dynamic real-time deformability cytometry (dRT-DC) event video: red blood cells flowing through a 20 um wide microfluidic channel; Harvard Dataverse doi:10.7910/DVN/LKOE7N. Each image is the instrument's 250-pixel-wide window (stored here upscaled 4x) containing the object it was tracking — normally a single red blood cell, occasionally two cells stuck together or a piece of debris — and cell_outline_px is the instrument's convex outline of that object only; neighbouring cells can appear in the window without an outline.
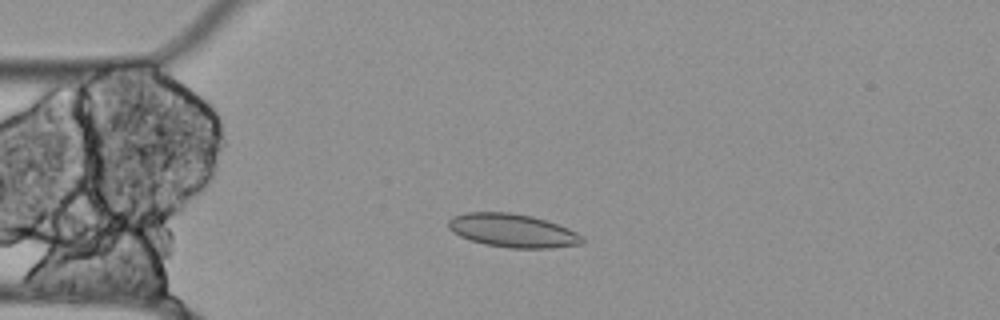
{"species": "Egyptian fruit bat (a non-hibernating species)", "species_latin": "Rousettus aegyptiacus", "temperature_condition": "cold", "stored_images_in_passage": 50, "camera_frame_rate_fps": 3000, "um_per_image_px": 0.085, "animal": {"sex": "female"}, "frame": {"image": 1, "passage_image": 13, "time_ms": 4.0, "image_size_px": [1000, 320], "cell_outline_px": [[584, 244], [552, 248], [508, 248], [484, 244], [460, 236], [452, 232], [448, 228], [448, 220], [452, 216], [464, 212], [508, 212], [532, 216], [568, 228], [584, 236]], "centroid_in_image_um": [43.57, 19.6], "position_along_channel_um": 41.4, "area_um2": 26.24}}
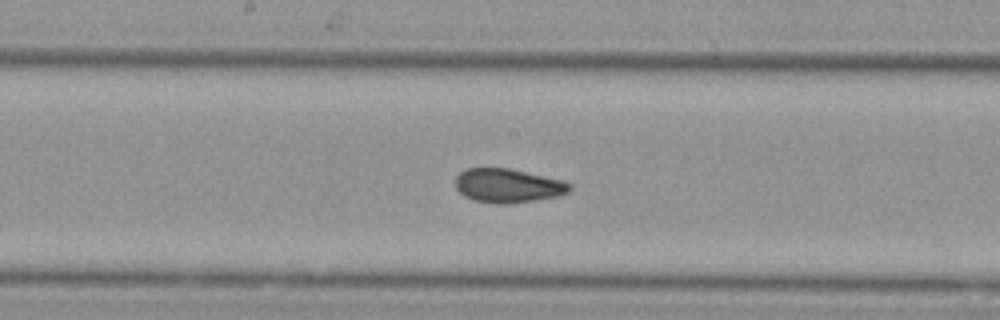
{"frame": {"image": 2, "passage_image": 28, "time_ms": 9.0, "image_size_px": [1000, 320], "cell_outline_px": [[572, 188], [568, 192], [556, 196], [532, 200], [504, 204], [496, 204], [472, 200], [464, 196], [456, 188], [456, 176], [460, 172], [468, 168], [508, 168], [564, 180], [572, 184]], "centroid_in_image_um": [43.16, 15.77], "position_along_channel_um": 205.0, "area_um2": 22.54}}
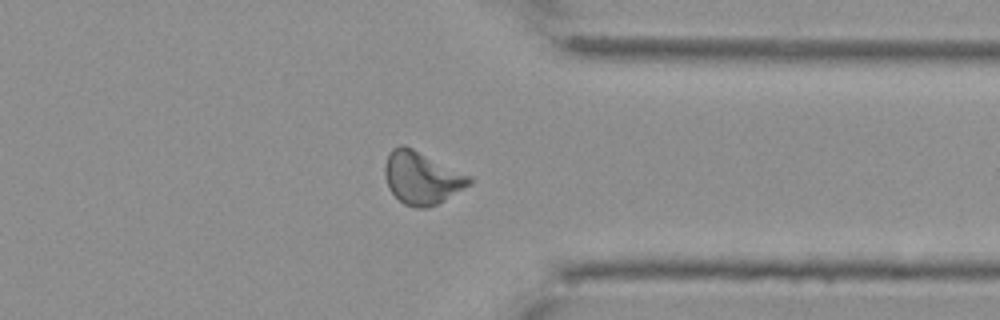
{"frame": {"image": 3, "passage_image": 43, "time_ms": 14.0, "image_size_px": [1000, 320], "cell_outline_px": [[472, 184], [436, 204], [428, 208], [416, 208], [404, 204], [388, 188], [384, 176], [384, 164], [392, 148], [400, 144], [404, 144], [472, 176]], "centroid_in_image_um": [35.84, 15.1], "position_along_channel_um": 375.6, "area_um2": 25.95}}